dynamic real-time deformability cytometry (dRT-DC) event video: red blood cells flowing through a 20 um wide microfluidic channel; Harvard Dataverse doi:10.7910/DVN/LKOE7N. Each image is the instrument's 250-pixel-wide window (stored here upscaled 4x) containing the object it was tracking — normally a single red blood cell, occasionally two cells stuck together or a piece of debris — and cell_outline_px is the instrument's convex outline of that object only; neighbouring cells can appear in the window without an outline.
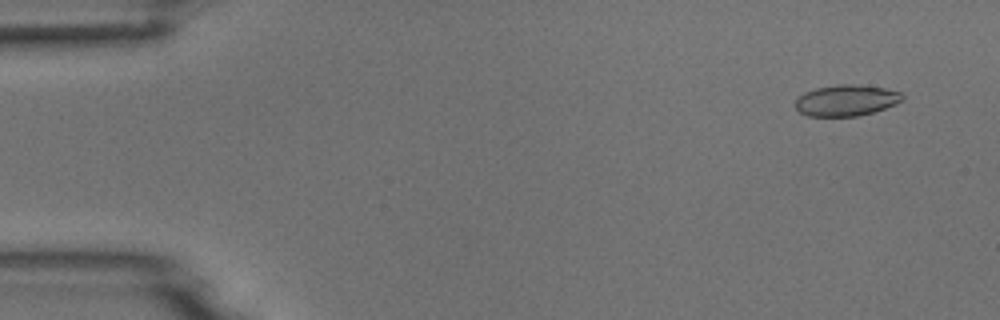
{"species": "common noctule bat (a hibernating species)", "species_latin": "Nyctalus noctula", "temperature_condition": "room temperature", "stored_images_in_passage": 53, "camera_frame_rate_fps": 3000, "um_per_image_px": 0.085, "animal": {"sex": "male", "body_mass_g": 18.8}, "frame": {"image": 1, "passage_image": 4, "time_ms": 1.0, "image_size_px": [1000, 320], "cell_outline_px": [[904, 100], [896, 104], [872, 112], [856, 116], [808, 116], [800, 112], [796, 108], [796, 100], [804, 92], [816, 88], [840, 84], [852, 84], [884, 88], [900, 92], [904, 96]], "centroid_in_image_um": [71.94, 8.53], "position_along_channel_um": 13.1, "area_um2": 19.25}}
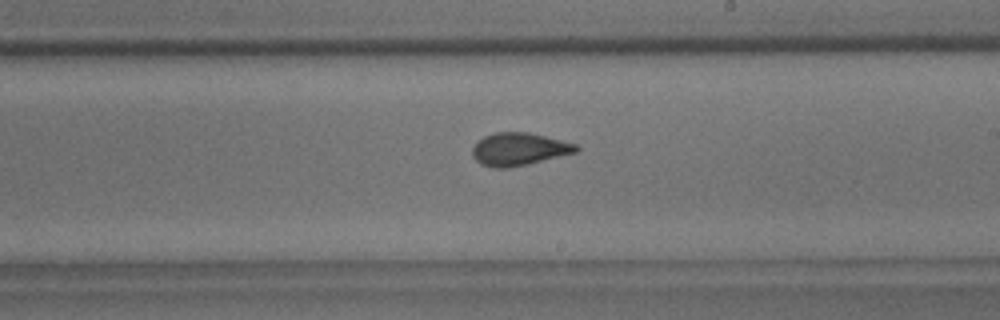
{"frame": {"image": 2, "passage_image": 31, "time_ms": 10.0, "image_size_px": [1000, 320], "cell_outline_px": [[580, 148], [576, 152], [528, 164], [508, 168], [492, 168], [480, 164], [472, 156], [472, 148], [484, 136], [496, 132], [528, 132], [576, 144]], "centroid_in_image_um": [44.09, 12.69], "position_along_channel_um": 244.9, "area_um2": 19.65}}
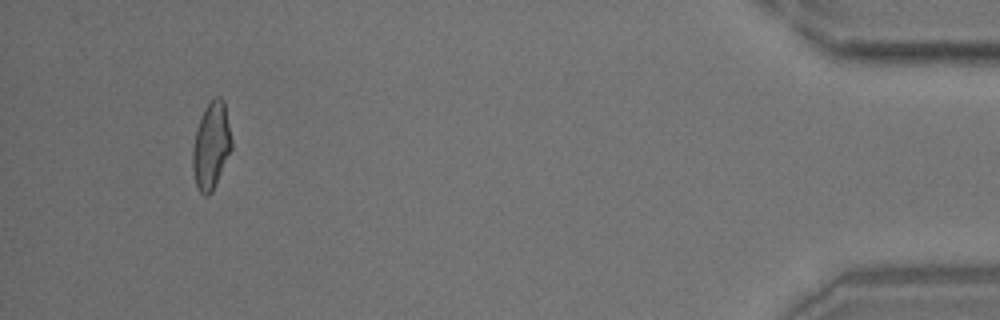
{"frame": {"image": 3, "passage_image": 50, "time_ms": 16.333, "image_size_px": [1000, 320], "cell_outline_px": [[232, 148], [212, 192], [208, 196], [204, 196], [200, 192], [196, 184], [192, 168], [192, 148], [196, 128], [204, 108], [216, 96], [220, 96], [224, 100], [232, 140]], "centroid_in_image_um": [17.94, 12.38], "position_along_channel_um": 417.3, "area_um2": 19.77}}